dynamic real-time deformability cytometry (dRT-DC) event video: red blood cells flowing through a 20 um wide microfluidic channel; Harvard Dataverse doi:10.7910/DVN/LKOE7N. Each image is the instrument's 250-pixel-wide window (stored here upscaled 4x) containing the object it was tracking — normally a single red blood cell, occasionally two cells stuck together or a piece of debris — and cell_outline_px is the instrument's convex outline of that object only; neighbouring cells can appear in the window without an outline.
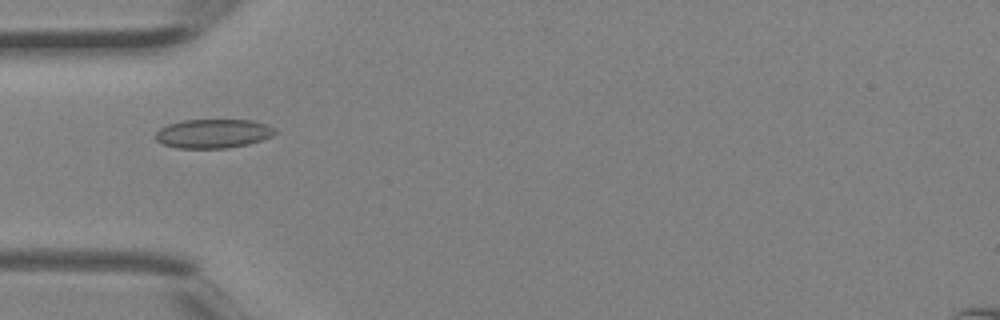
{"species": "Egyptian fruit bat (a non-hibernating species)", "species_latin": "Rousettus aegyptiacus", "temperature_condition": "room temperature", "stored_images_in_passage": 4, "camera_frame_rate_fps": 3000, "um_per_image_px": 0.085, "animal": {"sex": "female"}, "frame": {"image": 1, "passage_image": 4, "time_ms": 1.0, "image_size_px": [1000, 320], "cell_outline_px": [[276, 132], [272, 136], [248, 144], [228, 148], [176, 148], [160, 144], [156, 140], [156, 132], [160, 128], [168, 124], [184, 120], [252, 120], [268, 124], [276, 128]], "centroid_in_image_um": [18.12, 11.35], "position_along_channel_um": 66.9, "area_um2": 20.35}}